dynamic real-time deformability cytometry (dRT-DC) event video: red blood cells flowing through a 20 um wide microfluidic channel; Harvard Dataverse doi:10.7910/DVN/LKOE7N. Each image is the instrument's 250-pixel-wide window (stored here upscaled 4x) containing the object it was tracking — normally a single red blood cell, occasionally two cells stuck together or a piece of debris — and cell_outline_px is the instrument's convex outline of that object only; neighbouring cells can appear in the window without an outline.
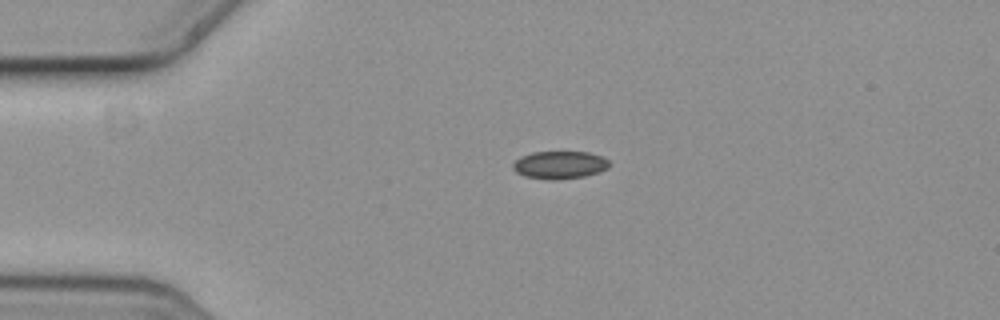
{"species": "common noctule bat (a hibernating species)", "species_latin": "Nyctalus noctula", "temperature_condition": "cold", "stored_images_in_passage": 5, "camera_frame_rate_fps": 3000, "um_per_image_px": 0.085, "animal": {"sex": "female", "body_mass_g": 19.3, "forearm_length_mm": 54.1}, "frame": {"image": 1, "passage_image": 5, "time_ms": 1.333, "image_size_px": [1000, 320], "cell_outline_px": [[608, 168], [600, 172], [584, 176], [556, 180], [548, 180], [524, 176], [516, 172], [512, 168], [512, 164], [520, 156], [532, 152], [588, 152], [600, 156], [608, 160]], "centroid_in_image_um": [47.53, 14.02], "position_along_channel_um": 37.5, "area_um2": 15.61}}